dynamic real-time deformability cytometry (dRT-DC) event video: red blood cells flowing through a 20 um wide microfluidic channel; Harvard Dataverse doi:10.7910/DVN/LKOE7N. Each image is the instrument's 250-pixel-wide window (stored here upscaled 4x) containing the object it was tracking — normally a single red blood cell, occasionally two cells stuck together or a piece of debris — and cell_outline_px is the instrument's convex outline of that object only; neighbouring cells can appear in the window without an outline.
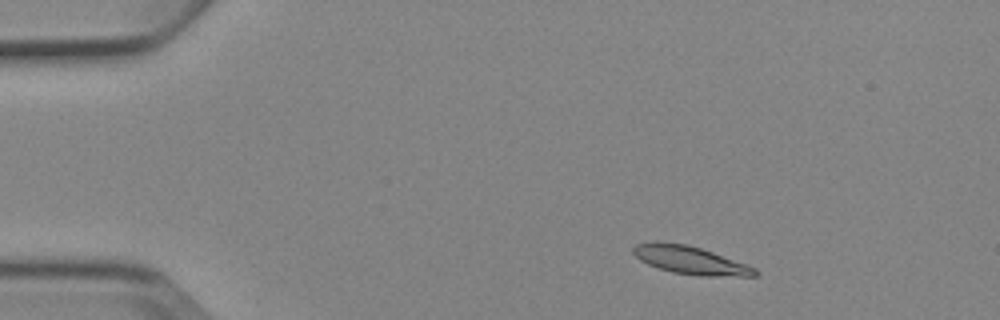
{"species": "Egyptian fruit bat (a non-hibernating species)", "species_latin": "Rousettus aegyptiacus", "temperature_condition": "cold", "stored_images_in_passage": 3, "camera_frame_rate_fps": 3000, "um_per_image_px": 0.085, "animal": {"sex": "female"}, "frame": {"image": 1, "passage_image": 2, "time_ms": 1.0, "image_size_px": [1000, 320], "cell_outline_px": [[760, 272], [756, 276], [700, 276], [672, 272], [648, 264], [640, 260], [632, 252], [632, 248], [636, 244], [688, 244], [712, 252], [756, 268]], "centroid_in_image_um": [58.75, 22.16], "position_along_channel_um": 26.3, "area_um2": 19.19}}